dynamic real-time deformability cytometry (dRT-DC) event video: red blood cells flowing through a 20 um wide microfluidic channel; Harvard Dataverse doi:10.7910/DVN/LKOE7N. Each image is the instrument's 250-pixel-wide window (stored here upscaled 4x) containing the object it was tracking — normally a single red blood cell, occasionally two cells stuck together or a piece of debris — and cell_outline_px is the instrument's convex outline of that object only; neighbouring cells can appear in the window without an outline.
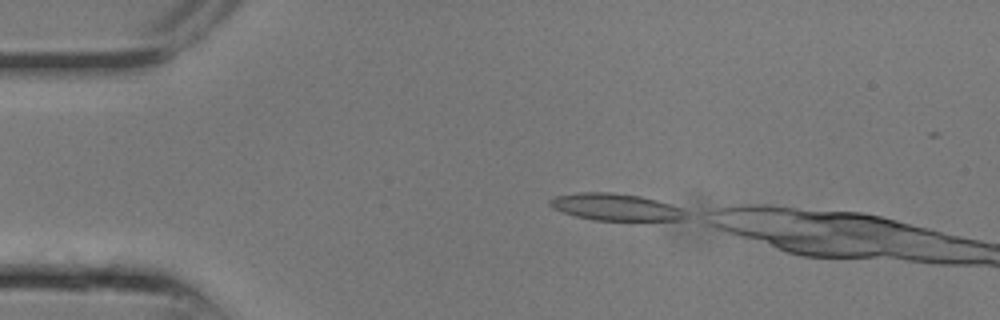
{"species": "common noctule bat (a hibernating species)", "species_latin": "Nyctalus noctula", "temperature_condition": "room temperature", "stored_images_in_passage": 6, "camera_frame_rate_fps": 3000, "um_per_image_px": 0.085, "animal": {"sex": "male", "body_mass_g": 13.3}, "frame": {"image": 1, "passage_image": 1, "time_ms": 0.0, "image_size_px": [1000, 320], "cell_outline_px": [[692, 216], [684, 220], [592, 220], [576, 216], [552, 208], [548, 204], [548, 200], [556, 196], [580, 192], [608, 192], [640, 196], [656, 200], [680, 208], [688, 212]], "centroid_in_image_um": [52.36, 17.61], "position_along_channel_um": 32.6, "area_um2": 21.39}}
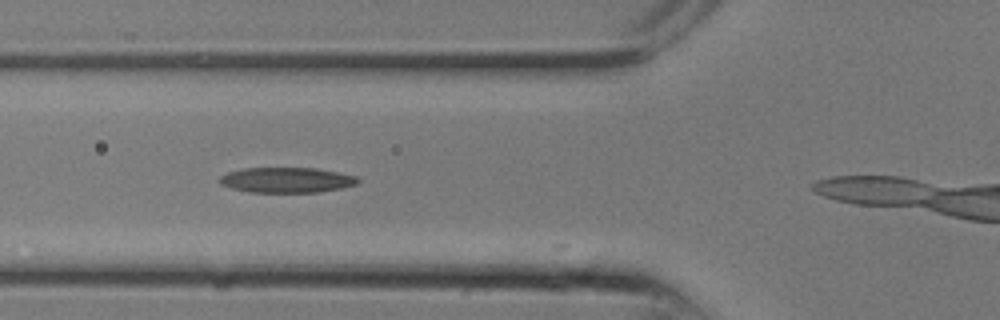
{"frame": {"image": 2, "passage_image": 5, "time_ms": 1.333, "image_size_px": [1000, 320], "cell_outline_px": [[360, 180], [356, 184], [344, 188], [320, 192], [248, 192], [232, 188], [220, 184], [216, 180], [220, 176], [228, 172], [244, 168], [316, 168], [356, 176]], "centroid_in_image_um": [24.34, 15.3], "position_along_channel_um": 101.5, "area_um2": 20.46}}